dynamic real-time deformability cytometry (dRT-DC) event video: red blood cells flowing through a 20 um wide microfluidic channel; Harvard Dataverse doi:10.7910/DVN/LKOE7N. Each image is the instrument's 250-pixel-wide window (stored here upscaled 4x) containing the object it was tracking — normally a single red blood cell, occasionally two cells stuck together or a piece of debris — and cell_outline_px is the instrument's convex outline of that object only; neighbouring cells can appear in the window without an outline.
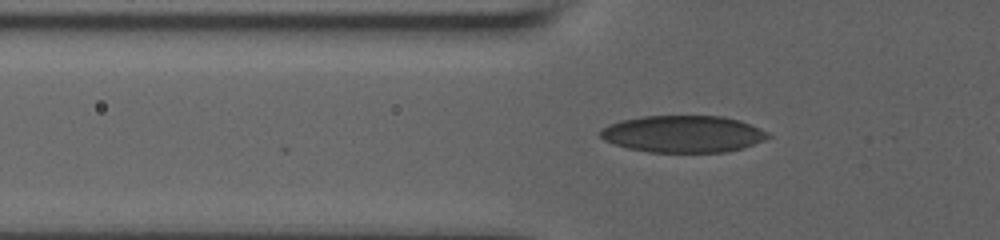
{"species": "human", "species_latin": "Homo sapiens", "temperature_condition": "room temperature", "stored_images_in_passage": 46, "camera_frame_rate_fps": 3000, "um_per_image_px": 0.085, "donor": {"sex": "male"}, "frame": {"image": 1, "passage_image": 12, "time_ms": 3.667, "image_size_px": [1000, 240], "cell_outline_px": [[772, 136], [764, 140], [744, 148], [728, 152], [648, 152], [628, 148], [604, 140], [600, 136], [600, 132], [608, 124], [620, 120], [644, 116], [724, 116], [740, 120], [760, 128], [768, 132]], "centroid_in_image_um": [58.1, 11.39], "position_along_channel_um": 67.7, "area_um2": 36.18}}
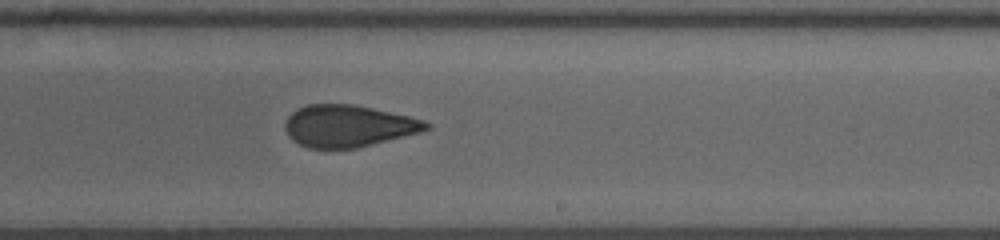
{"frame": {"image": 2, "passage_image": 28, "time_ms": 9.0, "image_size_px": [1000, 240], "cell_outline_px": [[432, 128], [420, 132], [356, 148], [308, 148], [292, 140], [288, 136], [284, 128], [284, 124], [288, 116], [292, 112], [308, 104], [352, 104], [372, 108], [408, 116], [424, 120], [432, 124]], "centroid_in_image_um": [29.6, 10.71], "position_along_channel_um": 259.4, "area_um2": 34.33}}
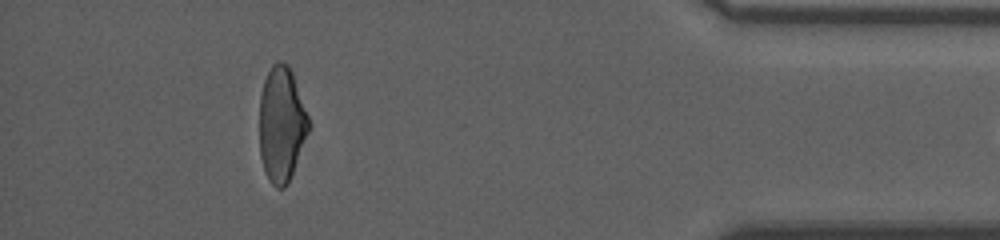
{"frame": {"image": 3, "passage_image": 44, "time_ms": 14.333, "image_size_px": [1000, 240], "cell_outline_px": [[312, 124], [288, 184], [284, 188], [276, 188], [268, 180], [264, 172], [260, 156], [260, 96], [264, 80], [272, 64], [276, 60], [280, 60], [288, 64], [292, 72]], "centroid_in_image_um": [23.94, 10.57], "position_along_channel_um": 411.3, "area_um2": 33.47}}